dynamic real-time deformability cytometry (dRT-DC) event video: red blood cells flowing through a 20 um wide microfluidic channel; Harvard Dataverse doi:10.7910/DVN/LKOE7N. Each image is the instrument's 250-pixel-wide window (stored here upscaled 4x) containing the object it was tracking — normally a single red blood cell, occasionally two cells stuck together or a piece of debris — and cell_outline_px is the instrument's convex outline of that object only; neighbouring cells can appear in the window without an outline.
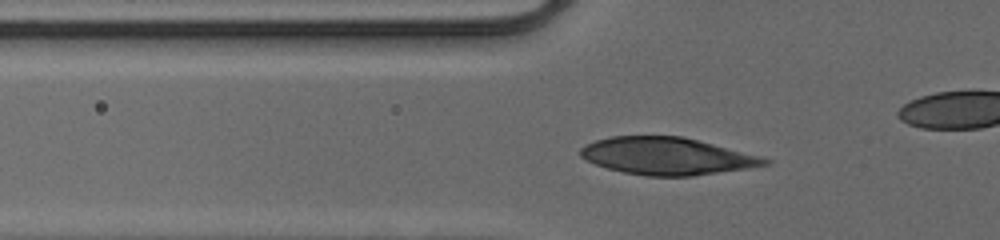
{"species": "human", "species_latin": "Homo sapiens", "temperature_condition": "cold", "stored_images_in_passage": 42, "camera_frame_rate_fps": 3000, "um_per_image_px": 0.085, "donor": {"sex": "male"}, "frame": {"image": 1, "passage_image": 16, "time_ms": 5.0, "image_size_px": [1000, 240], "cell_outline_px": [[772, 164], [748, 168], [692, 176], [648, 176], [624, 172], [608, 168], [596, 164], [580, 156], [580, 148], [584, 144], [596, 140], [612, 136], [680, 136], [760, 156], [772, 160]], "centroid_in_image_um": [56.69, 13.27], "position_along_channel_um": 69.1, "area_um2": 39.65}}
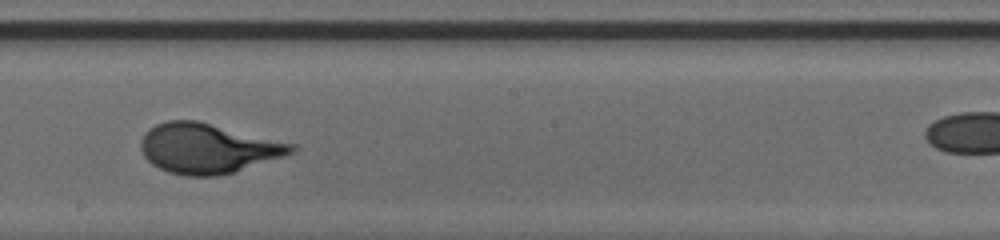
{"frame": {"image": 2, "passage_image": 28, "time_ms": 9.0, "image_size_px": [1000, 240], "cell_outline_px": [[296, 152], [284, 156], [220, 176], [184, 176], [168, 172], [152, 164], [144, 156], [140, 148], [140, 140], [144, 132], [148, 128], [156, 124], [168, 120], [196, 120], [296, 144]], "centroid_in_image_um": [17.64, 12.61], "position_along_channel_um": 230.6, "area_um2": 43.87}}
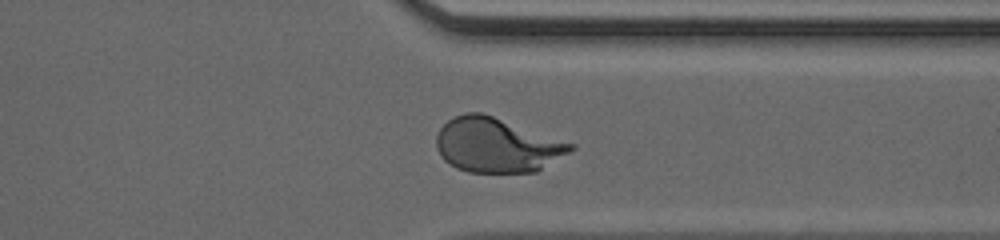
{"frame": {"image": 3, "passage_image": 38, "time_ms": 12.333, "image_size_px": [1000, 240], "cell_outline_px": [[576, 148], [536, 172], [468, 172], [456, 168], [444, 160], [440, 156], [436, 148], [436, 136], [440, 128], [448, 120], [464, 112], [480, 112], [576, 144]], "centroid_in_image_um": [42.21, 12.34], "position_along_channel_um": 369.2, "area_um2": 42.54}}